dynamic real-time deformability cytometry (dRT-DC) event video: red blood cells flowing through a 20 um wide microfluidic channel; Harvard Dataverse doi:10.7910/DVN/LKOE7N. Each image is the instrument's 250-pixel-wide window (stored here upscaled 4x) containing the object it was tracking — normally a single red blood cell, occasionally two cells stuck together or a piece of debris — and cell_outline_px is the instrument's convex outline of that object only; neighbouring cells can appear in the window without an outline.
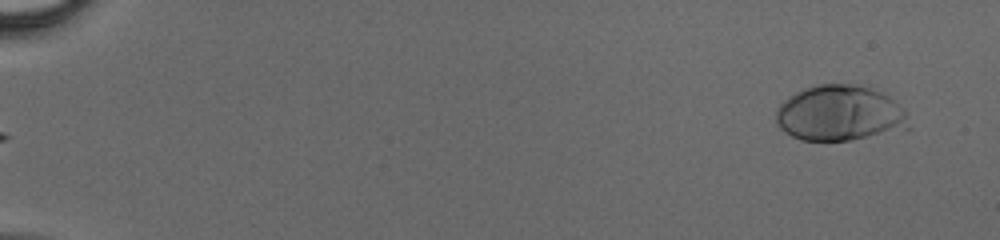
{"species": "human", "species_latin": "Homo sapiens", "temperature_condition": "cold", "stored_images_in_passage": 45, "camera_frame_rate_fps": 3000, "um_per_image_px": 0.085, "donor": {"sex": "male"}, "frame": {"image": 1, "passage_image": 1, "time_ms": 0.0, "image_size_px": [1000, 240], "cell_outline_px": [[908, 128], [852, 140], [800, 140], [784, 132], [776, 124], [776, 108], [788, 96], [804, 88], [816, 84], [852, 84], [868, 88], [880, 92], [888, 96], [904, 112]], "centroid_in_image_um": [71.28, 9.63], "position_along_channel_um": 13.7, "area_um2": 42.48}}
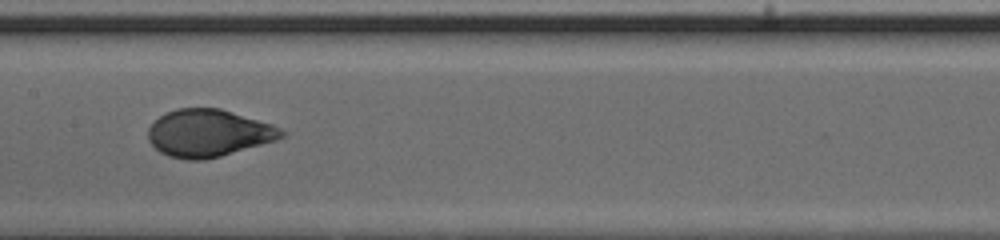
{"frame": {"image": 2, "passage_image": 24, "time_ms": 7.667, "image_size_px": [1000, 240], "cell_outline_px": [[288, 136], [276, 140], [220, 156], [204, 160], [188, 160], [168, 156], [160, 152], [148, 140], [148, 128], [164, 112], [176, 108], [220, 108], [272, 124], [288, 132]], "centroid_in_image_um": [17.73, 11.31], "position_along_channel_um": 189.7, "area_um2": 36.88}}
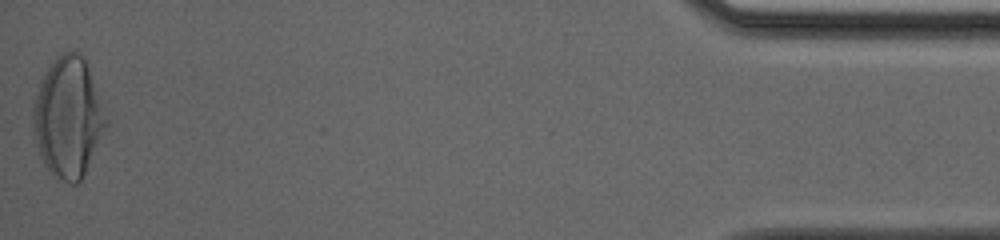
{"frame": {"image": 3, "passage_image": 45, "time_ms": 14.667, "image_size_px": [1000, 240], "cell_outline_px": [[108, 124], [80, 180], [76, 184], [68, 184], [56, 180], [52, 176], [44, 164], [40, 156], [32, 132], [32, 100], [40, 80], [44, 72], [52, 60], [56, 56], [64, 52], [76, 52], [84, 56], [108, 120]], "centroid_in_image_um": [5.74, 9.98], "position_along_channel_um": 429.5, "area_um2": 51.44}}